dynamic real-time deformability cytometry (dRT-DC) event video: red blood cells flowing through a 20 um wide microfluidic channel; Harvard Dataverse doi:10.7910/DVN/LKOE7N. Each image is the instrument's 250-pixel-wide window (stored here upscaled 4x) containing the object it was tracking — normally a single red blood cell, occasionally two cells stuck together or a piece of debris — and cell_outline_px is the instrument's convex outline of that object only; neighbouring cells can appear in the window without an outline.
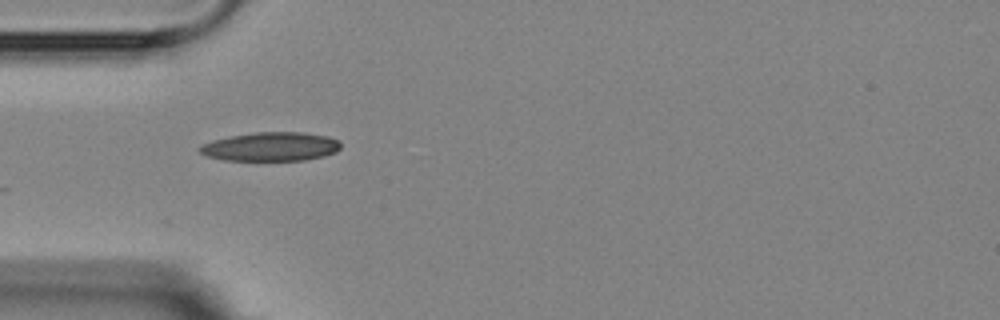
{"species": "Egyptian fruit bat (a non-hibernating species)", "species_latin": "Rousettus aegyptiacus", "temperature_condition": "room temperature", "stored_images_in_passage": 6, "camera_frame_rate_fps": 3000, "um_per_image_px": 0.085, "animal": {"sex": "female"}, "frame": {"image": 1, "passage_image": 5, "time_ms": 4.333, "image_size_px": [1000, 320], "cell_outline_px": [[340, 148], [336, 152], [324, 156], [304, 160], [224, 160], [208, 156], [200, 152], [196, 148], [200, 144], [212, 140], [232, 136], [256, 132], [304, 132], [328, 136], [340, 140]], "centroid_in_image_um": [23.02, 12.46], "position_along_channel_um": 62.0, "area_um2": 23.81}}
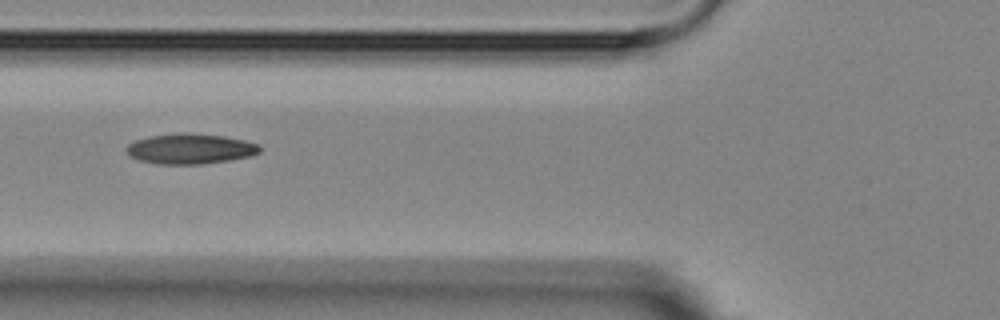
{"frame": {"image": 2, "passage_image": 6, "time_ms": 5.667, "image_size_px": [1000, 320], "cell_outline_px": [[260, 152], [252, 156], [228, 160], [200, 164], [160, 164], [140, 160], [128, 156], [128, 144], [136, 140], [148, 136], [180, 132], [192, 132], [224, 136], [244, 140], [260, 144]], "centroid_in_image_um": [16.19, 12.63], "position_along_channel_um": 109.6, "area_um2": 23.64}}